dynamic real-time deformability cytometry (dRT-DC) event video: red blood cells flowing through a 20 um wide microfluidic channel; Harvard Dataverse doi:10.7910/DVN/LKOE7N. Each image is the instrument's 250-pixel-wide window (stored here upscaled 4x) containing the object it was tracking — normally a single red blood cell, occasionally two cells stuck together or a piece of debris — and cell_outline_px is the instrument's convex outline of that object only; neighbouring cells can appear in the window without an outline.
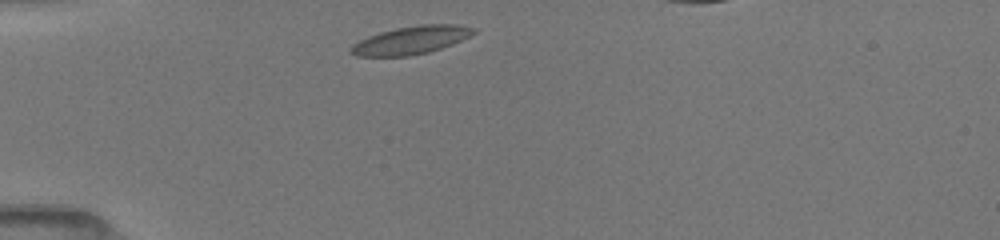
{"species": "common noctule bat (a hibernating species)", "species_latin": "Nyctalus noctula", "temperature_condition": "room temperature", "stored_images_in_passage": 1, "camera_frame_rate_fps": 3000, "um_per_image_px": 0.085, "animal": {"sex": "female", "body_mass_g": 19.5, "forearm_length_mm": 54.1}, "frame": {"image": 1, "passage_image": 1, "time_ms": 0.0, "image_size_px": [1000, 240], "cell_outline_px": [[476, 32], [452, 44], [428, 52], [408, 56], [356, 56], [348, 52], [348, 48], [352, 44], [368, 36], [380, 32], [396, 28], [420, 24], [456, 24], [476, 28]], "centroid_in_image_um": [34.89, 3.41], "position_along_channel_um": 50.1, "area_um2": 20.0}}